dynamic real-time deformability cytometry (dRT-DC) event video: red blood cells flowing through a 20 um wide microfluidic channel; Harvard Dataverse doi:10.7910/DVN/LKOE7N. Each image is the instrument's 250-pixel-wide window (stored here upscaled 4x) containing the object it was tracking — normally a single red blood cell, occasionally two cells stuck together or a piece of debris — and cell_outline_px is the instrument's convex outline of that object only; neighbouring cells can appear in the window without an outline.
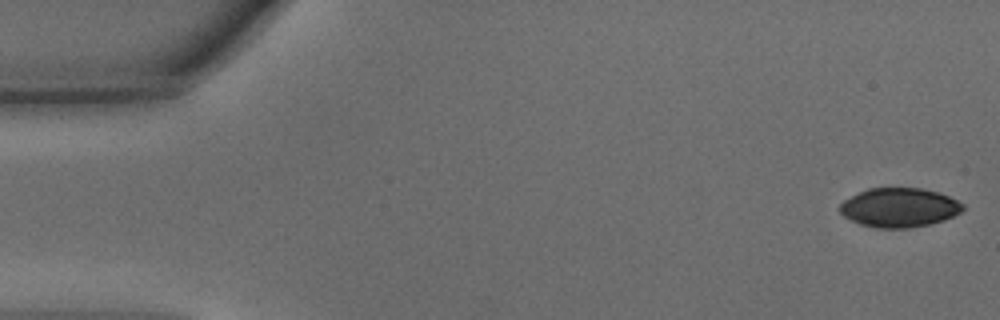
{"species": "common noctule bat (a hibernating species)", "species_latin": "Nyctalus noctula", "temperature_condition": "warm", "stored_images_in_passage": 47, "segment_of_instrument_passage": [1, 2], "camera_frame_rate_fps": 3000, "um_per_image_px": 0.085, "animal": {"sex": "male", "body_mass_g": 15.6}, "frame": {"image": 1, "passage_image": 1, "time_ms": 0.0, "image_size_px": [1000, 320], "cell_outline_px": [[964, 208], [960, 212], [944, 220], [932, 224], [908, 228], [876, 228], [860, 224], [844, 216], [840, 212], [840, 204], [844, 200], [868, 188], [924, 188], [940, 192], [964, 204]], "centroid_in_image_um": [76.46, 17.64], "position_along_channel_um": 8.5, "area_um2": 28.09}}
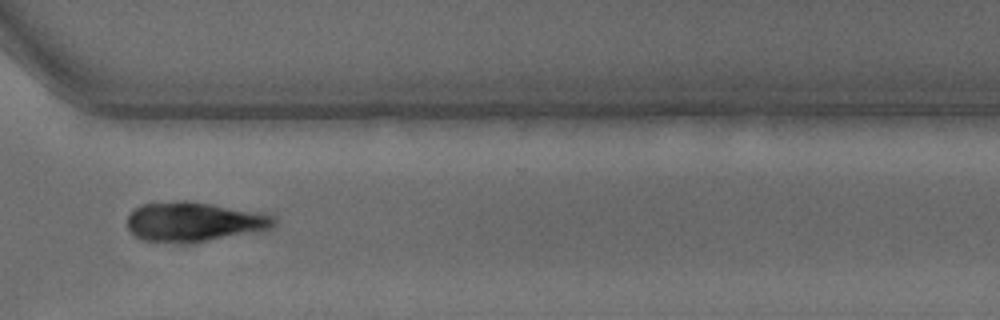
{"frame": {"image": 2, "passage_image": 34, "time_ms": 11.0, "image_size_px": [1000, 320], "cell_outline_px": [[276, 224], [272, 228], [256, 232], [192, 244], [184, 244], [144, 240], [136, 236], [128, 228], [128, 216], [140, 204], [180, 200], [188, 200], [260, 212], [276, 216]], "centroid_in_image_um": [16.53, 18.86], "position_along_channel_um": 354.1, "area_um2": 34.33}}
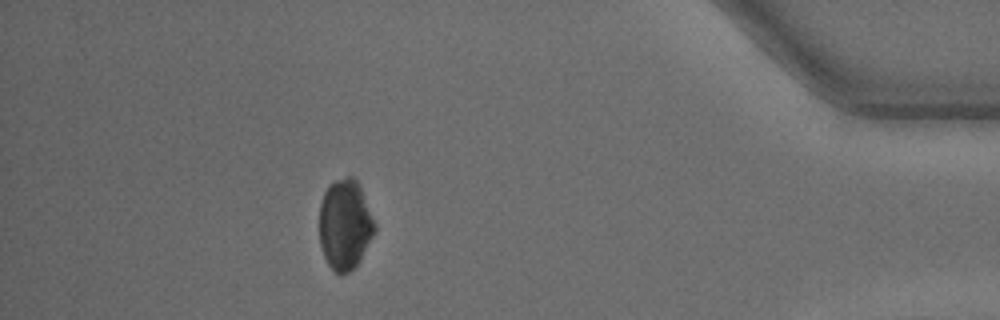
{"frame": {"image": 3, "passage_image": 41, "time_ms": 13.333, "image_size_px": [1000, 320], "cell_outline_px": [[376, 232], [360, 260], [348, 272], [340, 276], [328, 264], [324, 256], [320, 244], [320, 204], [324, 192], [328, 184], [336, 180], [348, 176], [352, 176], [360, 184], [376, 224]], "centroid_in_image_um": [29.34, 19.07], "position_along_channel_um": 405.9, "area_um2": 29.3}}